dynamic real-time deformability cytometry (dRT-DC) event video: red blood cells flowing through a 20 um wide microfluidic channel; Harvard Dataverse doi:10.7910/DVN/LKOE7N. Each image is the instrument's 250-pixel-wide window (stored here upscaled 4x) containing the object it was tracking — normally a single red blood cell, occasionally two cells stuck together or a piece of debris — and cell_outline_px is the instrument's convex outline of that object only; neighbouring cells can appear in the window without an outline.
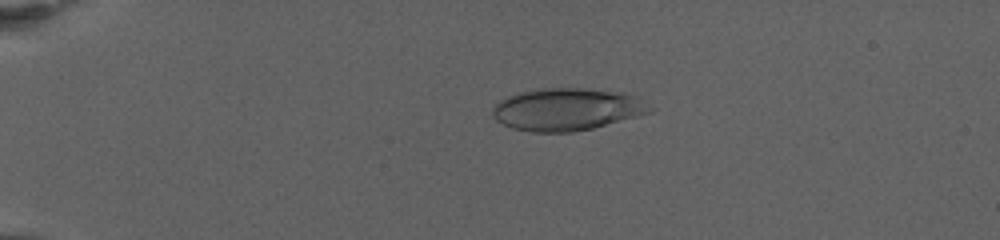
{"species": "human", "species_latin": "Homo sapiens", "temperature_condition": "warm", "stored_images_in_passage": 75, "camera_frame_rate_fps": 3000, "um_per_image_px": 0.085, "donor": {"sex": "female"}, "frame": {"image": 1, "passage_image": 18, "time_ms": 5.667, "image_size_px": [1000, 240], "cell_outline_px": [[656, 108], [652, 112], [592, 128], [572, 132], [532, 132], [512, 128], [496, 120], [492, 116], [492, 108], [504, 96], [520, 92], [540, 88], [580, 88], [620, 92], [636, 96]], "centroid_in_image_um": [48.18, 9.29], "position_along_channel_um": 36.8, "area_um2": 38.9}}
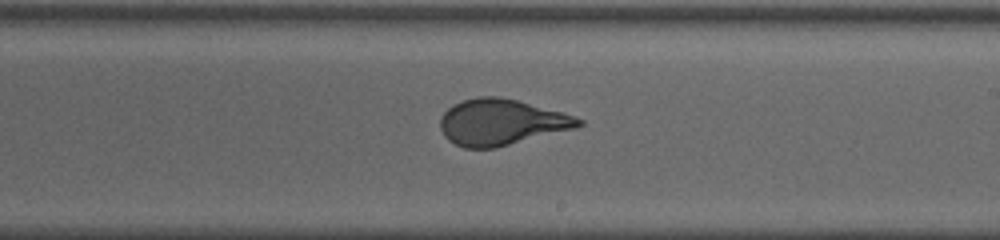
{"frame": {"image": 2, "passage_image": 47, "time_ms": 15.333, "image_size_px": [1000, 240], "cell_outline_px": [[584, 124], [576, 128], [496, 148], [464, 148], [448, 140], [444, 136], [440, 128], [440, 116], [452, 104], [476, 96], [500, 96], [516, 100], [576, 116], [584, 120]], "centroid_in_image_um": [42.6, 10.39], "position_along_channel_um": 246.4, "area_um2": 37.22}}
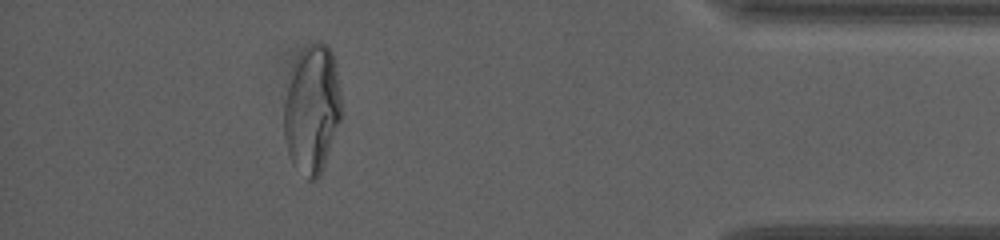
{"frame": {"image": 3, "passage_image": 68, "time_ms": 22.333, "image_size_px": [1000, 240], "cell_outline_px": [[344, 112], [324, 164], [316, 180], [308, 180], [292, 164], [284, 140], [284, 104], [292, 64], [300, 52], [308, 44], [320, 40], [328, 44], [332, 52]], "centroid_in_image_um": [26.52, 9.26], "position_along_channel_um": 408.7, "area_um2": 43.41}, "authors_computed_cell_mechanics": {"area_um2": 38.6104, "velocity_mm_per_s": 2.8622, "shape_relaxation_time_tau1_ms": 9.0703, "shape_relaxation_time_tau2_ms": null, "deformation_change_tau1": 0.2726, "deformation_change_tau2": null}}